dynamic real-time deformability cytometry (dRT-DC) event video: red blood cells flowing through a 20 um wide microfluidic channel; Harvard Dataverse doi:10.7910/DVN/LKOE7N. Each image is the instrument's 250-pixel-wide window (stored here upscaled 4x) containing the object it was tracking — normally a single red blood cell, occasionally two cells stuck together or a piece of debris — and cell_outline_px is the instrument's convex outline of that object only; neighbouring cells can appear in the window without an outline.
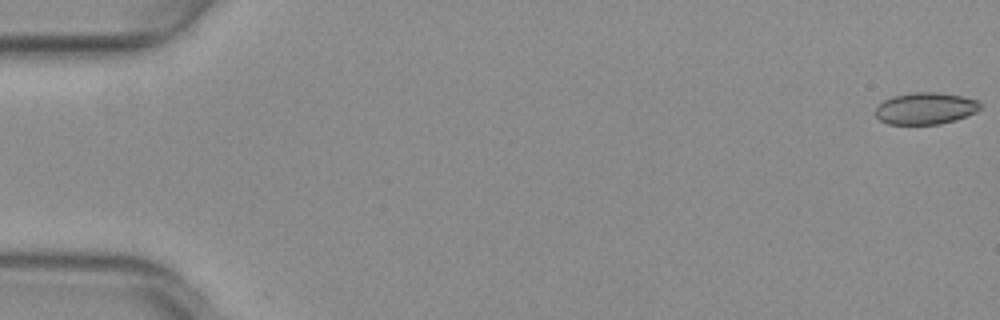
{"species": "common noctule bat (a hibernating species)", "species_latin": "Nyctalus noctula", "temperature_condition": "warm", "stored_images_in_passage": 51, "camera_frame_rate_fps": 3000, "um_per_image_px": 0.085, "animal": {"sex": "female", "body_mass_g": 29.2, "forearm_length_mm": 56.3}, "frame": {"image": 1, "passage_image": 1, "time_ms": 0.0, "image_size_px": [1000, 320], "cell_outline_px": [[980, 108], [976, 112], [956, 120], [940, 124], [888, 124], [880, 120], [876, 116], [876, 108], [884, 100], [892, 96], [912, 92], [936, 92], [960, 96], [976, 100], [980, 104]], "centroid_in_image_um": [78.65, 9.22], "position_along_channel_um": 6.4, "area_um2": 19.31}}
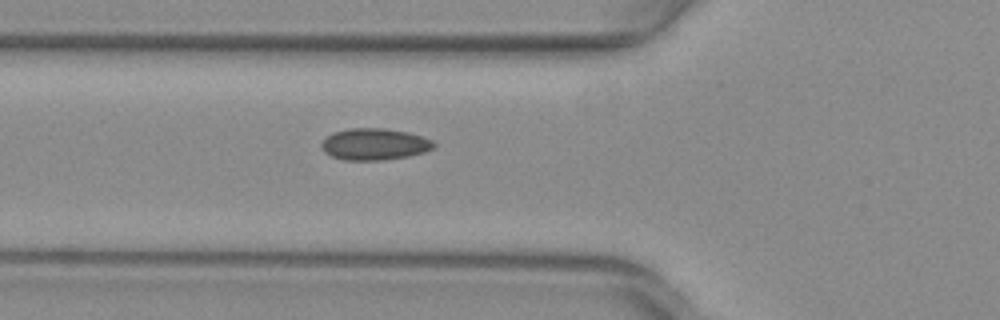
{"frame": {"image": 2, "passage_image": 20, "time_ms": 6.333, "image_size_px": [1000, 320], "cell_outline_px": [[436, 144], [432, 148], [424, 152], [408, 156], [384, 160], [344, 160], [332, 156], [324, 152], [320, 144], [328, 136], [336, 132], [352, 128], [384, 128], [408, 132], [432, 140]], "centroid_in_image_um": [31.84, 12.26], "position_along_channel_um": 94.0, "area_um2": 20.52}}
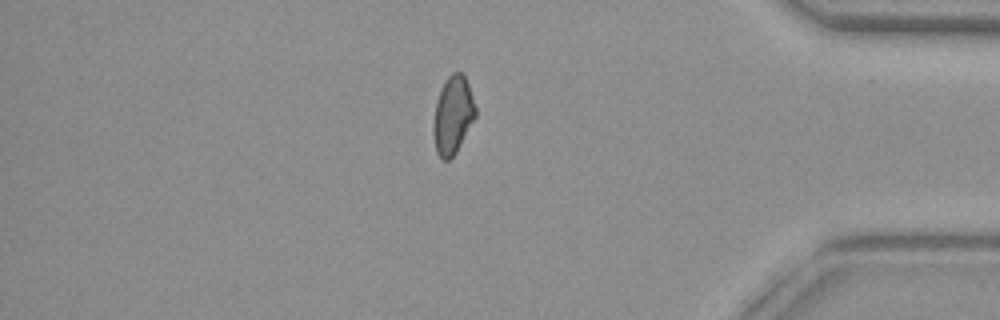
{"frame": {"image": 3, "passage_image": 45, "time_ms": 14.667, "image_size_px": [1000, 320], "cell_outline_px": [[476, 116], [456, 152], [448, 160], [444, 160], [436, 152], [432, 132], [432, 124], [436, 104], [440, 88], [448, 76], [452, 72], [460, 72], [464, 76], [468, 84], [476, 108]], "centroid_in_image_um": [38.47, 9.78], "position_along_channel_um": 396.7, "area_um2": 19.02}, "authors_computed_cell_mechanics": {"area_um2": 19.652, "velocity_mm_per_s": 4.0148, "shape_relaxation_time_tau1_ms": null, "shape_relaxation_time_tau2_ms": 2.1206, "deformation_change_tau1": null, "deformation_change_tau2": 0.0601}}